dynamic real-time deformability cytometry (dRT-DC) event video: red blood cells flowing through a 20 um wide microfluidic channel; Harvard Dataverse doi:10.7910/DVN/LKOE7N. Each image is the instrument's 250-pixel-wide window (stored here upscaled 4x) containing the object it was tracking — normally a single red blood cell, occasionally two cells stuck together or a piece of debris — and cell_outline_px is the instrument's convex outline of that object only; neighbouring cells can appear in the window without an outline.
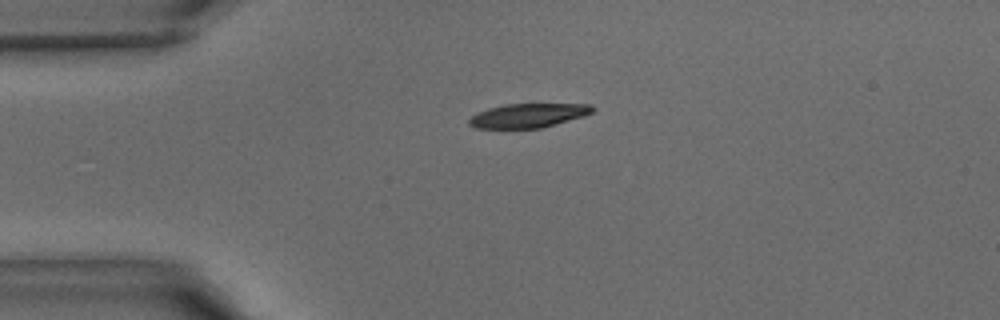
{"species": "common noctule bat (a hibernating species)", "species_latin": "Nyctalus noctula", "temperature_condition": "warm", "stored_images_in_passage": 32, "camera_frame_rate_fps": 3000, "um_per_image_px": 0.085, "animal": {"sex": "male", "body_mass_g": 15.6}, "frame": {"image": 1, "passage_image": 1, "time_ms": 0.0, "image_size_px": [1000, 320], "cell_outline_px": [[596, 108], [592, 112], [584, 116], [540, 128], [476, 128], [468, 124], [468, 120], [472, 116], [488, 108], [504, 104], [592, 104]], "centroid_in_image_um": [44.91, 9.81], "position_along_channel_um": 40.1, "area_um2": 17.22}}
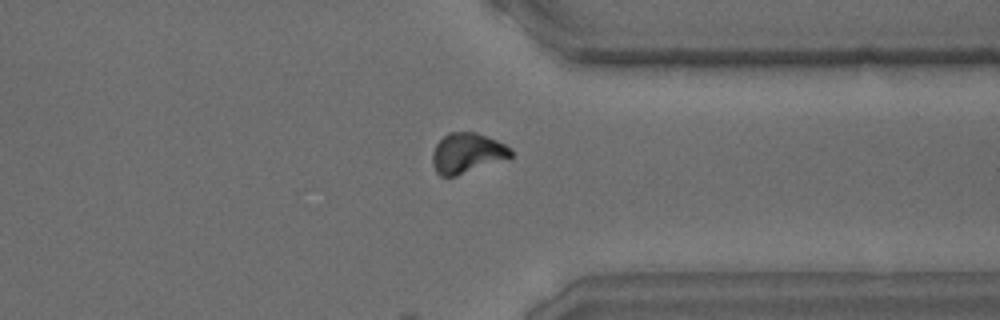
{"frame": {"image": 2, "passage_image": 23, "time_ms": 7.333, "image_size_px": [1000, 320], "cell_outline_px": [[512, 156], [456, 176], [440, 176], [436, 172], [432, 164], [432, 152], [436, 144], [448, 132], [476, 132], [496, 140], [504, 144], [512, 152]], "centroid_in_image_um": [39.64, 13.01], "position_along_channel_um": 371.8, "area_um2": 18.03}}
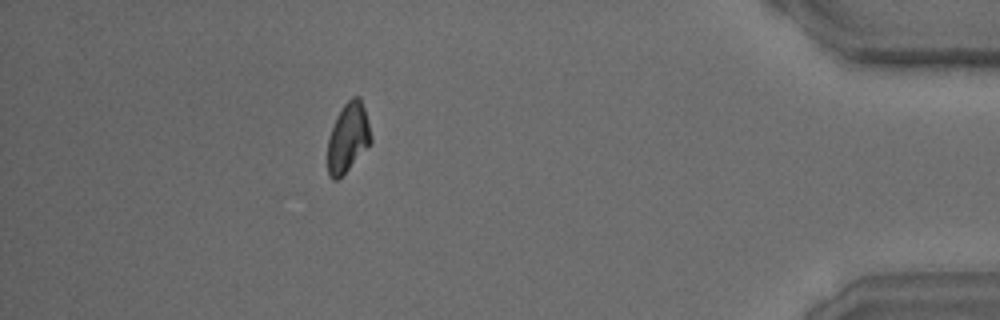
{"frame": {"image": 3, "passage_image": 28, "time_ms": 9.0, "image_size_px": [1000, 320], "cell_outline_px": [[372, 140], [348, 168], [336, 180], [332, 180], [328, 176], [328, 136], [336, 116], [340, 108], [352, 96], [360, 96], [368, 120], [372, 136]], "centroid_in_image_um": [29.56, 11.64], "position_along_channel_um": 405.6, "area_um2": 17.28}}